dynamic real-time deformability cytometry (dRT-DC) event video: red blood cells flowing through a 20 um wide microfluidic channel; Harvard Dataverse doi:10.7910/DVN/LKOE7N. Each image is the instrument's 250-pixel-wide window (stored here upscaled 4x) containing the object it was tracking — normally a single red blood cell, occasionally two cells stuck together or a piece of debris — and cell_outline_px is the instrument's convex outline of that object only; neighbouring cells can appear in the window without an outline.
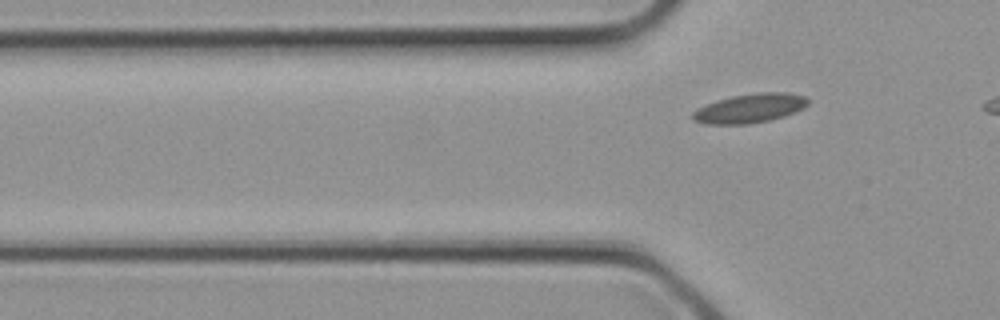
{"species": "common noctule bat (a hibernating species)", "species_latin": "Nyctalus noctula", "temperature_condition": "cold", "stored_images_in_passage": 5, "segment_of_instrument_passage": [2, 2], "camera_frame_rate_fps": 3000, "um_per_image_px": 0.085, "animal": {"sex": "female", "body_mass_g": 21.9}, "frame": {"image": 1, "passage_image": 5, "time_ms": 1.333, "image_size_px": [1000, 320], "cell_outline_px": [[808, 104], [804, 108], [796, 112], [784, 116], [768, 120], [748, 124], [704, 124], [692, 120], [692, 112], [696, 108], [716, 100], [732, 96], [756, 92], [788, 92], [808, 96]], "centroid_in_image_um": [63.74, 9.19], "position_along_channel_um": 62.1, "area_um2": 19.88}}